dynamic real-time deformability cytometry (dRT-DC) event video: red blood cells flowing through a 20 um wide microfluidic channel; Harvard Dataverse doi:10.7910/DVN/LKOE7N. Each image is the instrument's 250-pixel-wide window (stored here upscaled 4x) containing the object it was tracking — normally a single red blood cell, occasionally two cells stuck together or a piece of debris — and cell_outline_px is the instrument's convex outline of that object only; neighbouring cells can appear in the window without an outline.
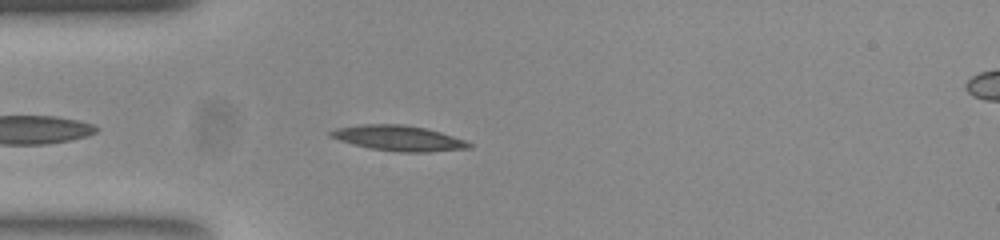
{"species": "common noctule bat (a hibernating species)", "species_latin": "Nyctalus noctula", "temperature_condition": "room temperature", "stored_images_in_passage": 41, "camera_frame_rate_fps": 3000, "um_per_image_px": 0.085, "animal": {"sex": "female", "body_mass_g": 23.0, "forearm_length_mm": 53.4}, "frame": {"image": 1, "passage_image": 4, "time_ms": 1.0, "image_size_px": [1000, 240], "cell_outline_px": [[472, 148], [428, 152], [400, 152], [372, 148], [352, 144], [328, 136], [328, 132], [336, 128], [360, 124], [404, 124], [424, 128], [440, 132], [464, 140], [472, 144]], "centroid_in_image_um": [33.86, 11.74], "position_along_channel_um": 51.1, "area_um2": 20.35}}
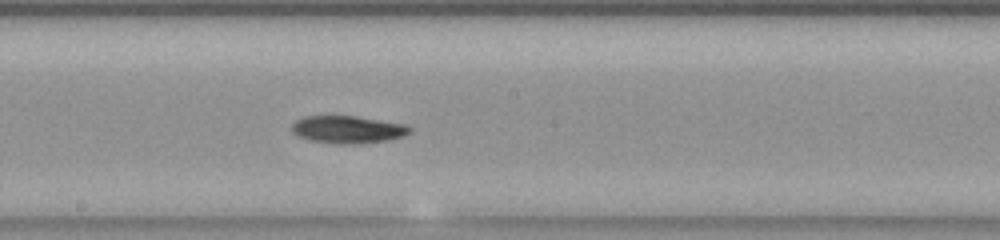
{"frame": {"image": 2, "passage_image": 18, "time_ms": 5.667, "image_size_px": [1000, 240], "cell_outline_px": [[412, 132], [404, 136], [388, 140], [352, 144], [340, 144], [312, 140], [300, 136], [292, 132], [292, 124], [296, 120], [304, 116], [356, 116], [408, 124], [412, 128]], "centroid_in_image_um": [29.63, 10.99], "position_along_channel_um": 218.6, "area_um2": 18.9}}
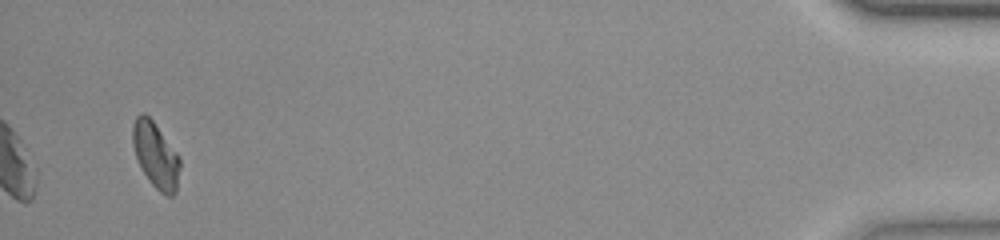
{"frame": {"image": 3, "passage_image": 41, "time_ms": 13.333, "image_size_px": [1000, 240], "cell_outline_px": [[180, 168], [176, 192], [172, 196], [168, 196], [160, 192], [152, 184], [144, 172], [136, 156], [132, 144], [132, 124], [136, 116], [140, 112], [144, 112], [152, 120], [176, 152], [180, 160]], "centroid_in_image_um": [13.22, 13.17], "position_along_channel_um": 422.0, "area_um2": 17.86}}